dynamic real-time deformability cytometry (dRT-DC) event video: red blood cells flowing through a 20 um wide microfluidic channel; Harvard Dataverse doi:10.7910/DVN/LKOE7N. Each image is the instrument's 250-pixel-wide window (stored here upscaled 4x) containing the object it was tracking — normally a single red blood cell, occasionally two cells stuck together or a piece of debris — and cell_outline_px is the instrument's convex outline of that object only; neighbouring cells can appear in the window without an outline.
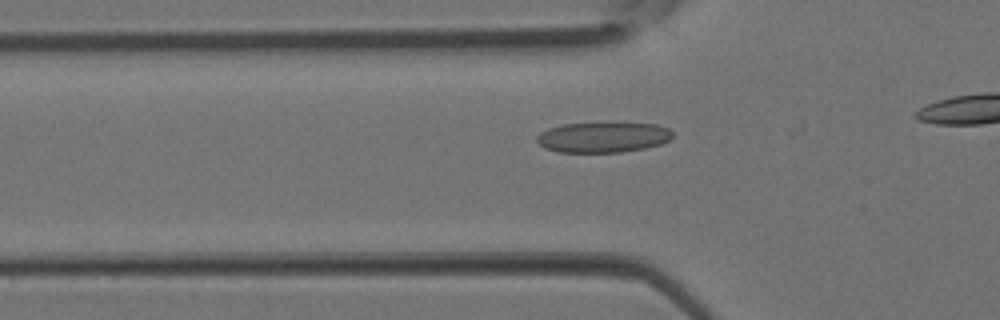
{"species": "Egyptian fruit bat (a non-hibernating species)", "species_latin": "Rousettus aegyptiacus", "temperature_condition": "room temperature", "stored_images_in_passage": 11, "camera_frame_rate_fps": 3000, "um_per_image_px": 0.085, "animal": {"sex": "female"}, "frame": {"image": 1, "passage_image": 9, "time_ms": 2.667, "image_size_px": [1000, 320], "cell_outline_px": [[672, 136], [668, 140], [660, 144], [644, 148], [620, 152], [556, 152], [544, 148], [536, 140], [536, 136], [540, 132], [548, 128], [564, 124], [656, 124], [668, 128], [672, 132]], "centroid_in_image_um": [51.21, 11.68], "position_along_channel_um": 74.6, "area_um2": 23.64}}